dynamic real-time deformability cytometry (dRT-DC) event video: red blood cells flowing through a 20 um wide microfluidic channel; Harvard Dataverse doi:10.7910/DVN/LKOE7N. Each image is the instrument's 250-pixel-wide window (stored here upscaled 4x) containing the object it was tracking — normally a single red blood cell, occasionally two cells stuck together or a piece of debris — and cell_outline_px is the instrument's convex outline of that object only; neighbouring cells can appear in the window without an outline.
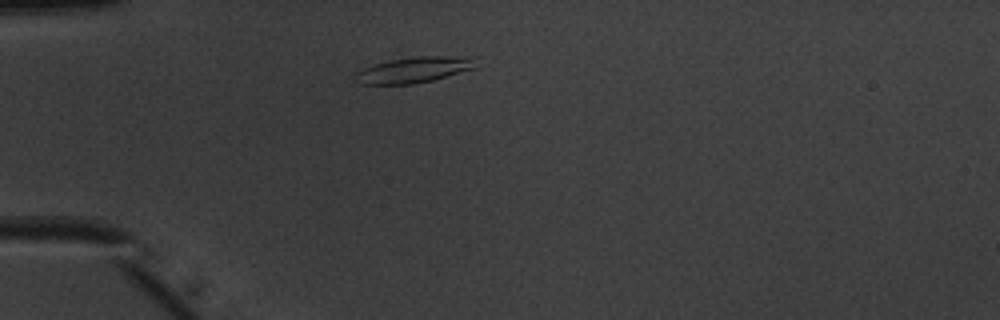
{"species": "common noctule bat (a hibernating species)", "species_latin": "Nyctalus noctula", "temperature_condition": "warm", "stored_images_in_passage": 33, "camera_frame_rate_fps": 3000, "um_per_image_px": 0.085, "animal": {"sex": "male", "body_mass_g": 20.1, "forearm_length_mm": 53.5}, "frame": {"image": 1, "passage_image": 2, "time_ms": 0.333, "image_size_px": [1000, 320], "cell_outline_px": [[480, 56], [476, 68], [432, 80], [412, 84], [360, 84], [352, 80], [352, 76], [356, 72], [364, 68], [376, 64], [392, 60], [416, 56]], "centroid_in_image_um": [35.25, 5.92], "position_along_channel_um": 49.7, "area_um2": 18.44}}
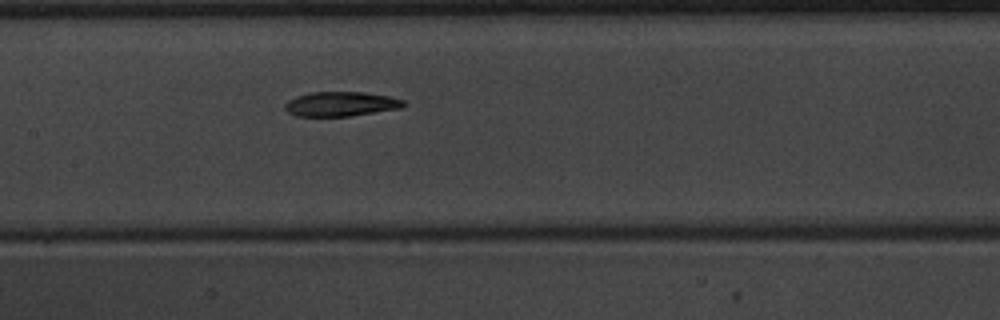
{"frame": {"image": 2, "passage_image": 13, "time_ms": 4.0, "image_size_px": [1000, 320], "cell_outline_px": [[408, 104], [400, 108], [348, 116], [296, 116], [288, 112], [284, 108], [284, 104], [288, 100], [296, 96], [312, 92], [364, 92], [388, 96], [404, 100]], "centroid_in_image_um": [28.96, 8.83], "position_along_channel_um": 178.4, "area_um2": 16.94}}
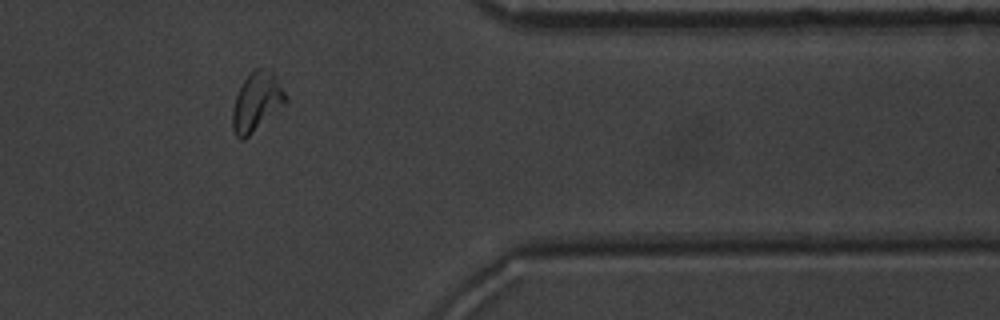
{"frame": {"image": 3, "passage_image": 30, "time_ms": 9.667, "image_size_px": [1000, 320], "cell_outline_px": [[288, 100], [284, 104], [244, 140], [240, 140], [236, 136], [232, 128], [232, 112], [236, 96], [244, 80], [256, 68], [272, 68], [288, 96]], "centroid_in_image_um": [21.84, 8.63], "position_along_channel_um": 389.6, "area_um2": 18.21}, "authors_computed_cell_mechanics": {"area_um2": 17.5712, "velocity_mm_per_s": 3.983, "shape_relaxation_time_tau1_ms": 4.0536, "shape_relaxation_time_tau2_ms": 4.4899, "deformation_change_tau1": 0.1652, "deformation_change_tau2": 0.1173}}